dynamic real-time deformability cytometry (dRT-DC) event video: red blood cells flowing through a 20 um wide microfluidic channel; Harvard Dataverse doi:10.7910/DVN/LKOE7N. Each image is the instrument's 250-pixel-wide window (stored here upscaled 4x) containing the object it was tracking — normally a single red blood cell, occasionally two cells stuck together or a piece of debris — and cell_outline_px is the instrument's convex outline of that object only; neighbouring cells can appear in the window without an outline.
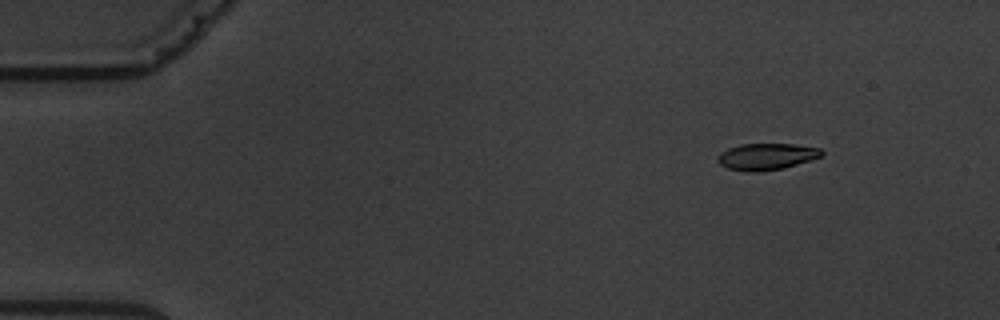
{"species": "common noctule bat (a hibernating species)", "species_latin": "Nyctalus noctula", "temperature_condition": "warm", "stored_images_in_passage": 4, "camera_frame_rate_fps": 3000, "um_per_image_px": 0.085, "animal": {"sex": "male", "body_mass_g": 19.5, "forearm_length_mm": 54.6}, "frame": {"image": 1, "passage_image": 1, "time_ms": 0.0, "image_size_px": [1000, 320], "cell_outline_px": [[824, 152], [820, 156], [784, 168], [756, 172], [752, 172], [728, 168], [720, 164], [716, 160], [720, 152], [728, 148], [740, 144], [792, 144], [820, 148]], "centroid_in_image_um": [65.11, 13.3], "position_along_channel_um": 19.9, "area_um2": 15.9}}
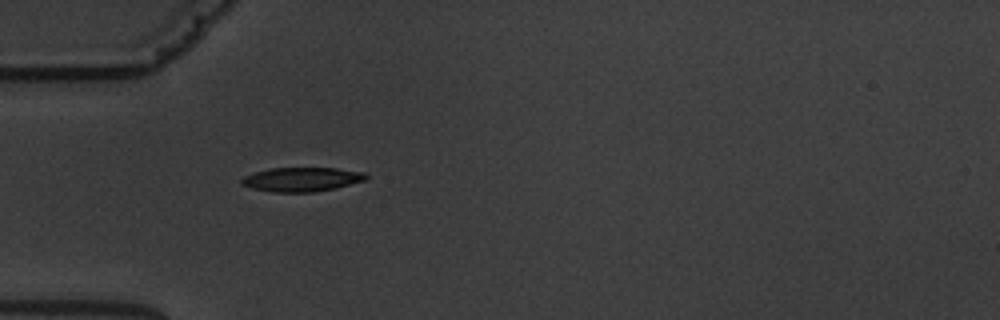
{"frame": {"image": 2, "passage_image": 4, "time_ms": 3.667, "image_size_px": [1000, 320], "cell_outline_px": [[368, 176], [364, 180], [336, 188], [312, 192], [276, 192], [252, 188], [240, 184], [240, 180], [244, 176], [256, 172], [272, 168], [336, 168], [364, 172]], "centroid_in_image_um": [25.64, 15.24], "position_along_channel_um": 59.4, "area_um2": 17.34}}